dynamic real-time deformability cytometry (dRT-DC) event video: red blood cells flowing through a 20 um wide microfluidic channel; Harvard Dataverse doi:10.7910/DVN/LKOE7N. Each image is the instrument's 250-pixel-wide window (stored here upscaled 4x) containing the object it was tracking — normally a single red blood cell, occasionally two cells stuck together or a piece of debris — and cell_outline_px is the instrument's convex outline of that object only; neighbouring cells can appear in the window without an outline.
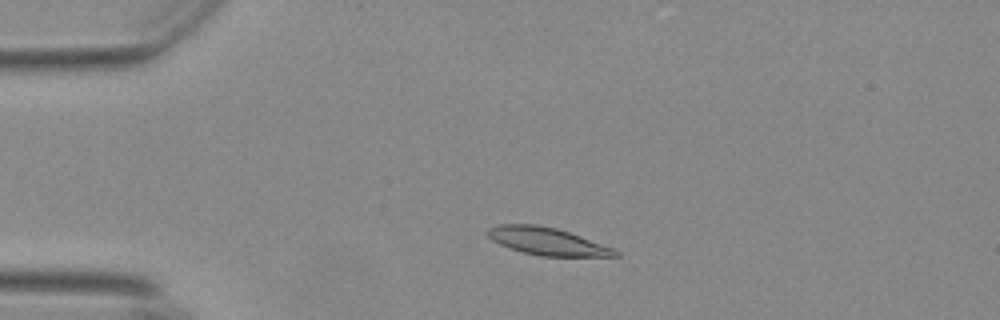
{"species": "Egyptian fruit bat (a non-hibernating species)", "species_latin": "Rousettus aegyptiacus", "temperature_condition": "warm", "stored_images_in_passage": 52, "camera_frame_rate_fps": 3000, "um_per_image_px": 0.085, "animal": {"sex": "female"}, "frame": {"image": 1, "passage_image": 9, "time_ms": 2.667, "image_size_px": [1000, 320], "cell_outline_px": [[620, 256], [540, 256], [508, 248], [492, 240], [488, 236], [488, 228], [496, 224], [536, 224], [556, 228], [616, 248], [620, 252]], "centroid_in_image_um": [46.53, 20.51], "position_along_channel_um": 38.5, "area_um2": 20.46}}
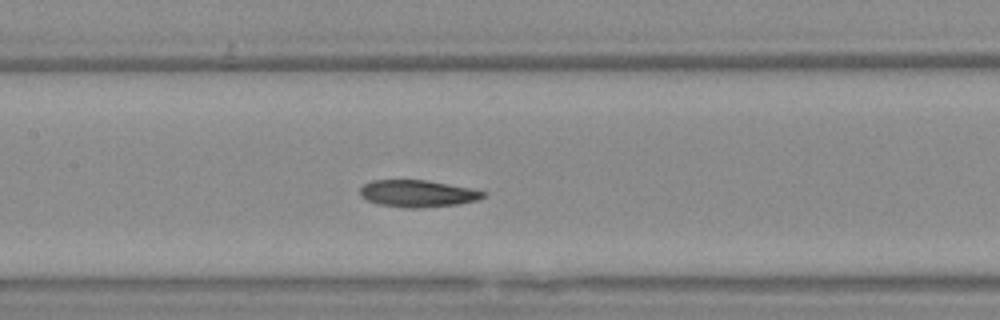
{"frame": {"image": 2, "passage_image": 23, "time_ms": 7.333, "image_size_px": [1000, 320], "cell_outline_px": [[488, 192], [484, 196], [476, 200], [456, 204], [420, 208], [408, 208], [380, 204], [368, 200], [360, 196], [360, 188], [364, 184], [372, 180], [424, 180], [448, 184]], "centroid_in_image_um": [35.47, 16.45], "position_along_channel_um": 171.9, "area_um2": 19.07}}
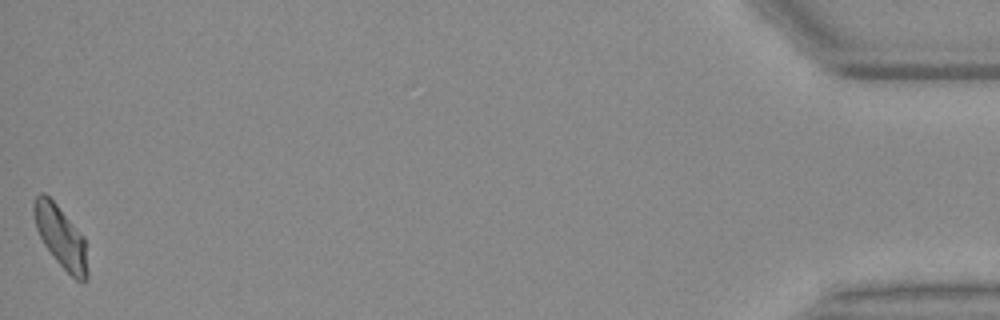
{"frame": {"image": 3, "passage_image": 52, "time_ms": 17.0, "image_size_px": [1000, 320], "cell_outline_px": [[88, 276], [84, 284], [76, 280], [56, 260], [44, 244], [36, 228], [32, 212], [32, 204], [36, 196], [40, 192], [44, 192], [56, 204], [84, 236], [88, 272]], "centroid_in_image_um": [5.16, 20.13], "position_along_channel_um": 430.0, "area_um2": 19.31}, "authors_computed_cell_mechanics": {"area_um2": 19.652, "velocity_mm_per_s": 3.6548, "shape_relaxation_time_tau1_ms": 9.872, "shape_relaxation_time_tau2_ms": 5.522, "deformation_change_tau1": 0.2426, "deformation_change_tau2": 0.1259}}